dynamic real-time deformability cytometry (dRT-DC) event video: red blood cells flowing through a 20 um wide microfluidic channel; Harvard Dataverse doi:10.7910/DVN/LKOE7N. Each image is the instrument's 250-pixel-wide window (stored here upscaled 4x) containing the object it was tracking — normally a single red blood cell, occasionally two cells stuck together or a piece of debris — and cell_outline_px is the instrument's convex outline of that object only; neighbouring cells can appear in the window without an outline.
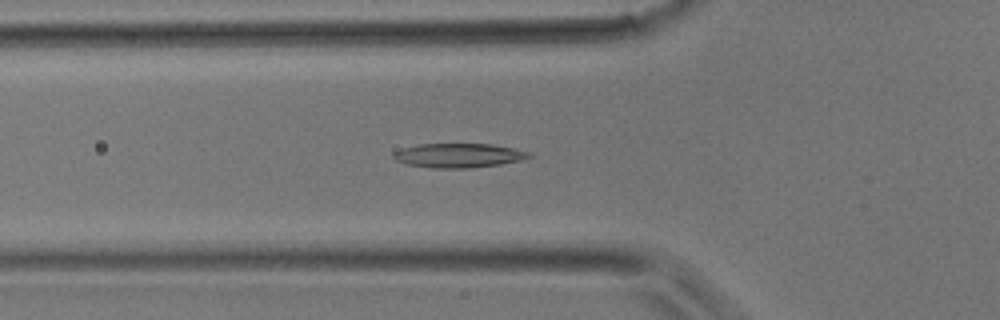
{"species": "common noctule bat (a hibernating species)", "species_latin": "Nyctalus noctula", "temperature_condition": "room temperature", "stored_images_in_passage": 40, "camera_frame_rate_fps": 3000, "um_per_image_px": 0.085, "animal": {"sex": "male", "body_mass_g": 17.9}, "frame": {"image": 1, "passage_image": 13, "time_ms": 4.0, "image_size_px": [1000, 320], "cell_outline_px": [[532, 156], [520, 160], [500, 164], [468, 168], [432, 168], [408, 164], [396, 160], [392, 156], [392, 152], [400, 148], [420, 144], [492, 144], [532, 152]], "centroid_in_image_um": [38.96, 13.21], "position_along_channel_um": 86.8, "area_um2": 19.13}}
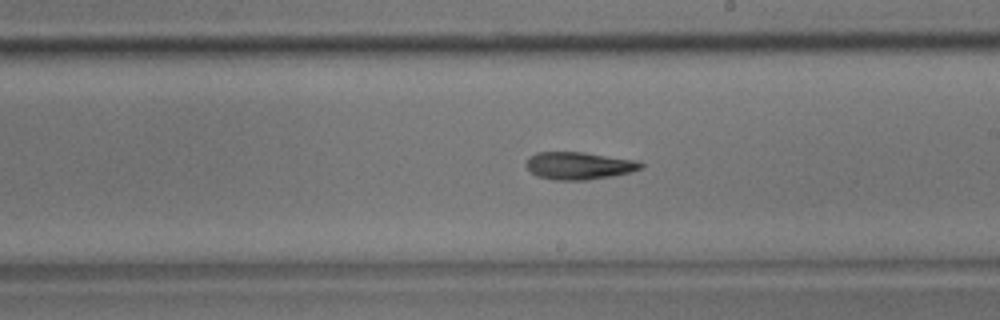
{"frame": {"image": 2, "passage_image": 22, "time_ms": 7.0, "image_size_px": [1000, 320], "cell_outline_px": [[644, 168], [632, 172], [612, 176], [588, 180], [552, 180], [536, 176], [524, 164], [528, 156], [536, 152], [584, 152], [640, 160], [644, 164]], "centroid_in_image_um": [49.24, 14.08], "position_along_channel_um": 239.8, "area_um2": 18.84}}
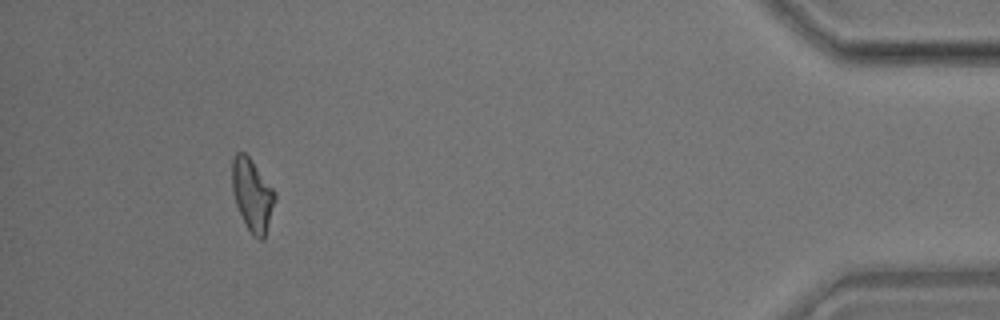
{"frame": {"image": 3, "passage_image": 36, "time_ms": 11.667, "image_size_px": [1000, 320], "cell_outline_px": [[276, 200], [264, 240], [260, 240], [252, 236], [236, 204], [232, 188], [232, 160], [236, 152], [244, 152], [252, 160], [276, 192]], "centroid_in_image_um": [21.46, 16.57], "position_along_channel_um": 413.7, "area_um2": 18.03}}